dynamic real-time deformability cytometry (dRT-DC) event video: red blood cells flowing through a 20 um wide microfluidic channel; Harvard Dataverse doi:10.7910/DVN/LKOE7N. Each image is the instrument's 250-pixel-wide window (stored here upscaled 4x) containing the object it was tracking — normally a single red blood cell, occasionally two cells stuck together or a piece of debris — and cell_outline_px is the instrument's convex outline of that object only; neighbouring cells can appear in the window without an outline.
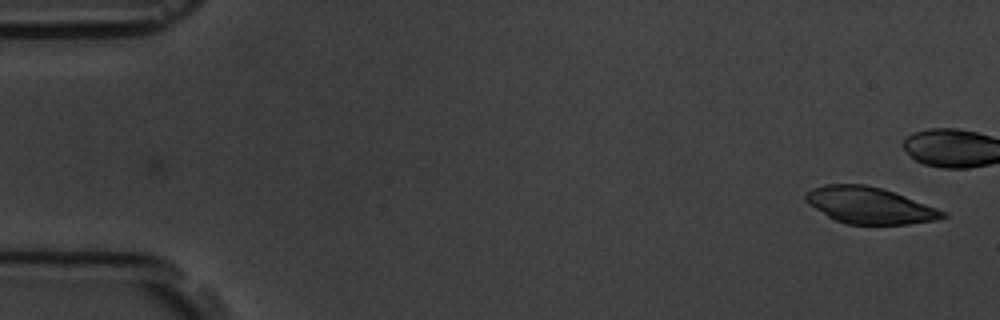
{"species": "common noctule bat (a hibernating species)", "species_latin": "Nyctalus noctula", "temperature_condition": "room temperature", "stored_images_in_passage": 2, "camera_frame_rate_fps": 3000, "um_per_image_px": 0.085, "animal": {"sex": "male", "body_mass_g": 19.5, "forearm_length_mm": 54.6}, "frame": {"image": 1, "passage_image": 2, "time_ms": 1.333, "image_size_px": [1000, 320], "cell_outline_px": [[948, 216], [936, 220], [908, 224], [844, 224], [828, 216], [808, 204], [804, 200], [804, 196], [812, 188], [824, 184], [864, 184], [880, 188], [904, 196], [948, 212]], "centroid_in_image_um": [73.9, 17.46], "position_along_channel_um": 11.1, "area_um2": 28.96}}